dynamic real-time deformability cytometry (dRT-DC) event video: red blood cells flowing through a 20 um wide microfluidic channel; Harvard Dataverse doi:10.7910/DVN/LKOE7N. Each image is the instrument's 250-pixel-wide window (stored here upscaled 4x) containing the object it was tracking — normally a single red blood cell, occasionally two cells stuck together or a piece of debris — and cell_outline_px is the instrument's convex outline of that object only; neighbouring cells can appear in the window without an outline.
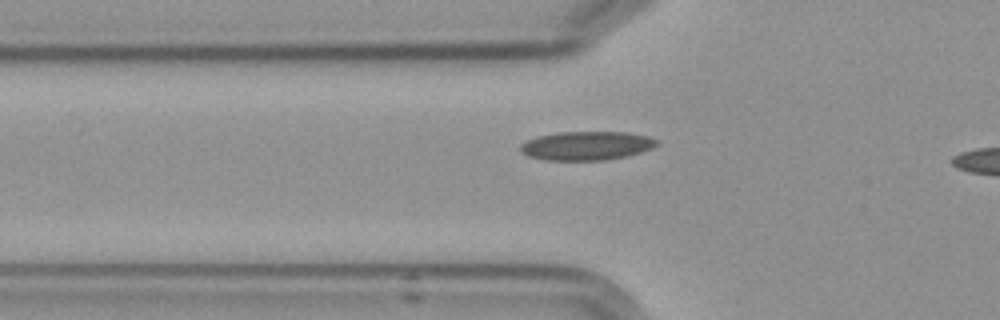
{"species": "Egyptian fruit bat (a non-hibernating species)", "species_latin": "Rousettus aegyptiacus", "temperature_condition": "cold", "stored_images_in_passage": 5, "camera_frame_rate_fps": 3000, "um_per_image_px": 0.085, "frame": {"image": 1, "passage_image": 5, "time_ms": 4.667, "image_size_px": [1000, 320], "cell_outline_px": [[660, 144], [652, 148], [628, 156], [604, 160], [544, 160], [528, 156], [520, 152], [520, 144], [536, 136], [560, 132], [628, 132], [648, 136], [656, 140]], "centroid_in_image_um": [49.85, 12.38], "position_along_channel_um": 76.0, "area_um2": 23.0}}